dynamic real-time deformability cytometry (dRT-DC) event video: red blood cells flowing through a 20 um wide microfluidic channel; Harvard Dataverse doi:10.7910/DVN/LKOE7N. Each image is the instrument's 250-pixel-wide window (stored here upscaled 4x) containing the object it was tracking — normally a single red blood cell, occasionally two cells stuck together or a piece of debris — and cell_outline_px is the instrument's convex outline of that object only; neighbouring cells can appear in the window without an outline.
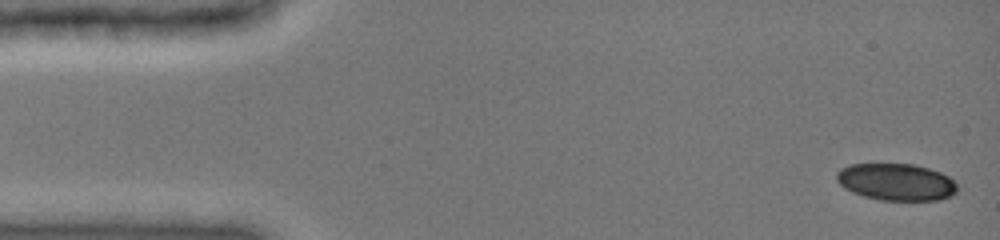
{"species": "common noctule bat (a hibernating species)", "species_latin": "Nyctalus noctula", "temperature_condition": "cold", "stored_images_in_passage": 20, "camera_frame_rate_fps": 3000, "um_per_image_px": 0.085, "animal": {"sex": "female", "body_mass_g": 19.0, "forearm_length_mm": 51.5}, "frame": {"image": 1, "passage_image": 1, "time_ms": 0.0, "image_size_px": [1000, 240], "cell_outline_px": [[956, 192], [952, 196], [940, 200], [880, 200], [864, 196], [852, 192], [844, 188], [836, 180], [836, 172], [840, 168], [848, 164], [912, 164], [928, 168], [940, 172], [948, 176], [956, 184]], "centroid_in_image_um": [76.15, 15.47], "position_along_channel_um": 8.8, "area_um2": 26.07}}
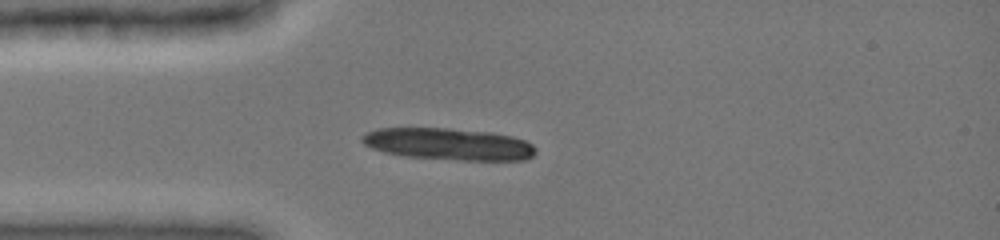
{"frame": {"image": 2, "passage_image": 7, "time_ms": 3.667, "image_size_px": [1000, 240], "cell_outline_px": [[536, 152], [532, 156], [524, 160], [464, 160], [404, 156], [384, 152], [372, 148], [364, 144], [360, 140], [360, 136], [364, 132], [380, 128], [448, 128], [492, 132], [512, 136], [524, 140], [532, 144], [536, 148]], "centroid_in_image_um": [38.11, 12.24], "position_along_channel_um": 46.9, "area_um2": 32.37}}